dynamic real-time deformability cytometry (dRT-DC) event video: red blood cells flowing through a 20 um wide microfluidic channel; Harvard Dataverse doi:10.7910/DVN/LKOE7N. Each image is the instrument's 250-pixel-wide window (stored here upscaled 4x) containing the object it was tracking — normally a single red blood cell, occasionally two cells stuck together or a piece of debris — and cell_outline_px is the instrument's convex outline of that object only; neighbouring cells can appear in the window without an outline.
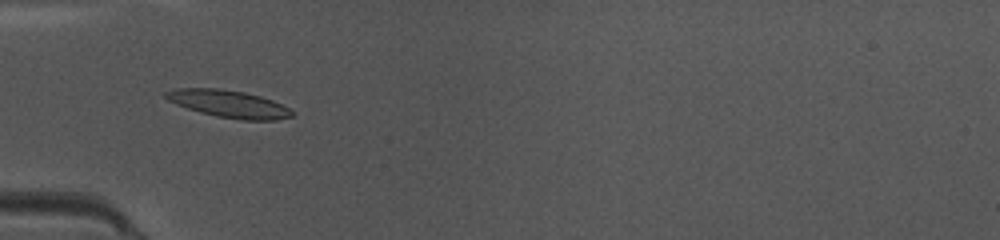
{"species": "common noctule bat (a hibernating species)", "species_latin": "Nyctalus noctula", "temperature_condition": "warm", "stored_images_in_passage": 48, "camera_frame_rate_fps": 3000, "um_per_image_px": 0.085, "animal": {"sex": "female", "body_mass_g": 10.0, "forearm_length_mm": 53.1}, "frame": {"image": 1, "passage_image": 16, "time_ms": 5.0, "image_size_px": [1000, 240], "cell_outline_px": [[296, 112], [292, 116], [276, 120], [244, 120], [216, 116], [200, 112], [176, 104], [168, 100], [164, 96], [164, 92], [176, 88], [216, 88], [244, 92], [260, 96], [272, 100]], "centroid_in_image_um": [19.44, 8.82], "position_along_channel_um": 65.6, "area_um2": 20.0}}
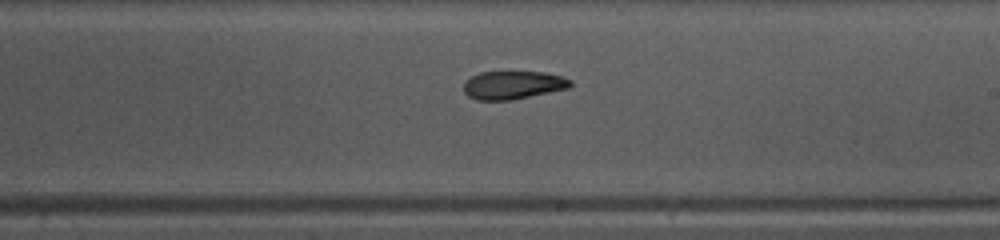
{"frame": {"image": 2, "passage_image": 29, "time_ms": 9.333, "image_size_px": [1000, 240], "cell_outline_px": [[572, 84], [568, 88], [512, 100], [476, 100], [468, 96], [464, 92], [464, 84], [472, 76], [480, 72], [544, 72], [564, 76], [572, 80]], "centroid_in_image_um": [43.63, 7.23], "position_along_channel_um": 245.4, "area_um2": 17.51}}
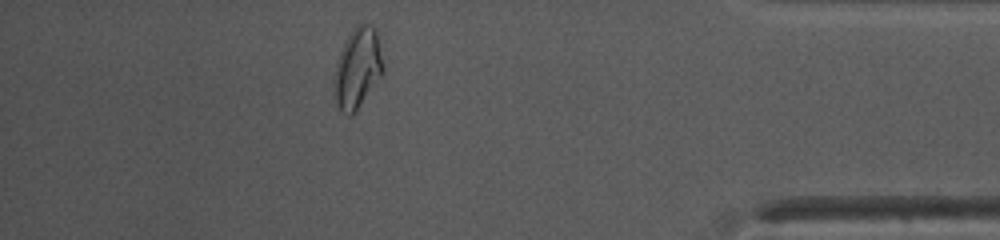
{"frame": {"image": 3, "passage_image": 43, "time_ms": 14.0, "image_size_px": [1000, 240], "cell_outline_px": [[384, 72], [352, 116], [348, 116], [340, 112], [336, 100], [332, 84], [332, 80], [336, 64], [340, 52], [348, 36], [356, 24], [368, 24], [376, 32], [384, 64]], "centroid_in_image_um": [30.37, 5.84], "position_along_channel_um": 404.8, "area_um2": 22.89}, "authors_computed_cell_mechanics": {"area_um2": 19.1029, "velocity_mm_per_s": 4.1593, "shape_relaxation_time_tau1_ms": null, "shape_relaxation_time_tau2_ms": 6.5281, "deformation_change_tau1": null, "deformation_change_tau2": 0.1396}}